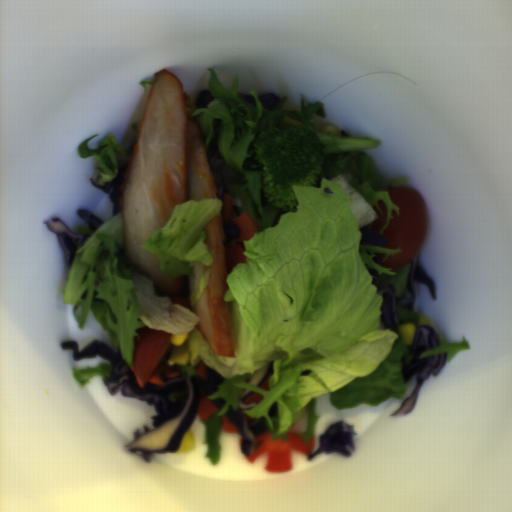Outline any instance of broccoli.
Wrapping results in <instances>:
<instances>
[{"mask_svg": "<svg viewBox=\"0 0 512 512\" xmlns=\"http://www.w3.org/2000/svg\"><path fill=\"white\" fill-rule=\"evenodd\" d=\"M285 118L283 112L264 113L252 143L255 159L263 170V199L284 213L297 208L293 186L317 185L326 155L375 150L381 142L371 137L312 132Z\"/></svg>", "mask_w": 512, "mask_h": 512, "instance_id": "broccoli-1", "label": "broccoli"}]
</instances>
